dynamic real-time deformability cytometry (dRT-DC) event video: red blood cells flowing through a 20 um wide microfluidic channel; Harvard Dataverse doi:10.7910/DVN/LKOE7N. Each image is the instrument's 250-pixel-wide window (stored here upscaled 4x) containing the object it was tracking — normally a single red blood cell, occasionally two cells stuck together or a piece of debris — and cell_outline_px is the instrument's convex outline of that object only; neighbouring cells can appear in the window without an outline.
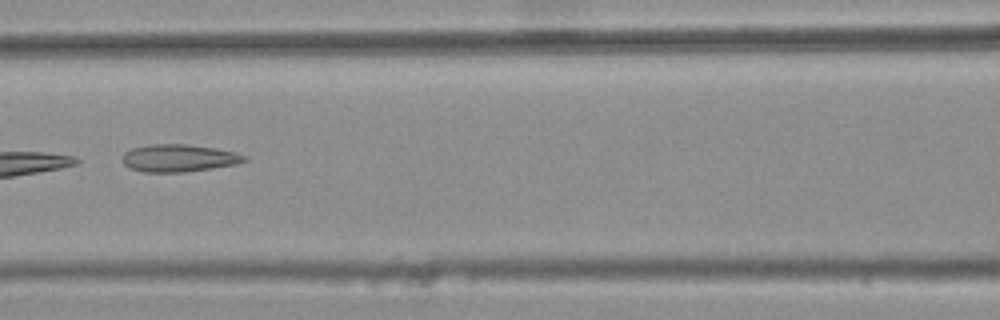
{"species": "common noctule bat (a hibernating species)", "species_latin": "Nyctalus noctula", "temperature_condition": "warm", "stored_images_in_passage": 8, "camera_frame_rate_fps": 3000, "um_per_image_px": 0.085, "animal": {"sex": "female", "body_mass_g": 25.1}, "frame": {"image": 1, "passage_image": 7, "time_ms": 2.0, "image_size_px": [1000, 320], "cell_outline_px": [[248, 160], [236, 164], [212, 168], [184, 172], [144, 172], [128, 168], [124, 164], [124, 152], [132, 148], [148, 144], [184, 144], [216, 148], [236, 152], [248, 156]], "centroid_in_image_um": [15.22, 13.43], "position_along_channel_um": 151.4, "area_um2": 19.59}}
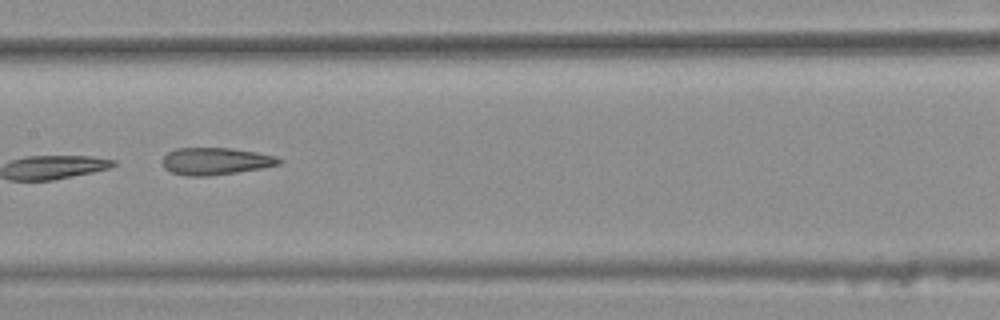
{"frame": {"image": 2, "passage_image": 8, "time_ms": 2.333, "image_size_px": [1000, 320], "cell_outline_px": [[284, 160], [280, 164], [260, 168], [236, 172], [208, 176], [188, 176], [172, 172], [164, 168], [164, 156], [168, 152], [176, 148], [232, 148], [256, 152], [276, 156]], "centroid_in_image_um": [18.34, 13.69], "position_along_channel_um": 189.1, "area_um2": 18.32}}